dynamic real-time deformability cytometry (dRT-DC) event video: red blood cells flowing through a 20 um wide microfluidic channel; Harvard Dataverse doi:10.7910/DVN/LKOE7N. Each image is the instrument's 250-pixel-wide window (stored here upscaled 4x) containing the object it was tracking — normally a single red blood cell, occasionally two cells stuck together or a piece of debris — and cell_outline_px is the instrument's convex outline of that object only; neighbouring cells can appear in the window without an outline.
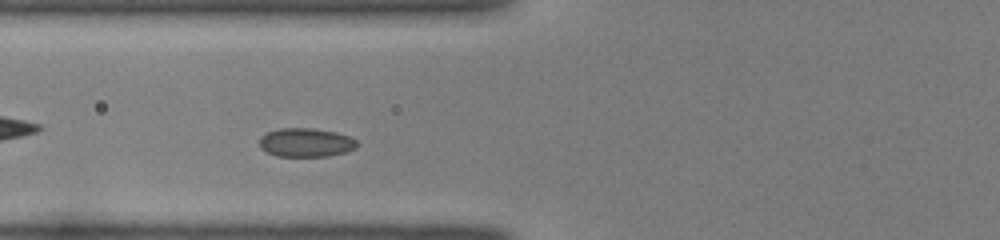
{"species": "common noctule bat (a hibernating species)", "species_latin": "Nyctalus noctula", "temperature_condition": "room temperature", "stored_images_in_passage": 37, "camera_frame_rate_fps": 3000, "um_per_image_px": 0.085, "animal": {"sex": "female", "body_mass_g": 22.0, "forearm_length_mm": 56.7}, "frame": {"image": 1, "passage_image": 7, "time_ms": 2.0, "image_size_px": [1000, 240], "cell_outline_px": [[360, 144], [356, 148], [344, 152], [328, 156], [276, 156], [260, 148], [260, 136], [268, 132], [280, 128], [312, 128], [336, 132], [348, 136], [356, 140]], "centroid_in_image_um": [26.01, 12.11], "position_along_channel_um": 99.8, "area_um2": 16.36}}
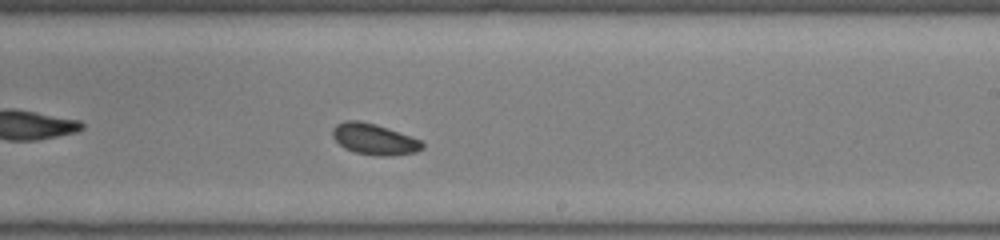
{"frame": {"image": 2, "passage_image": 19, "time_ms": 6.0, "image_size_px": [1000, 240], "cell_outline_px": [[424, 148], [416, 152], [392, 156], [376, 156], [356, 152], [344, 148], [332, 136], [332, 128], [336, 124], [344, 120], [360, 120], [376, 124], [388, 128], [420, 140], [424, 144]], "centroid_in_image_um": [31.79, 11.83], "position_along_channel_um": 257.2, "area_um2": 16.3}}
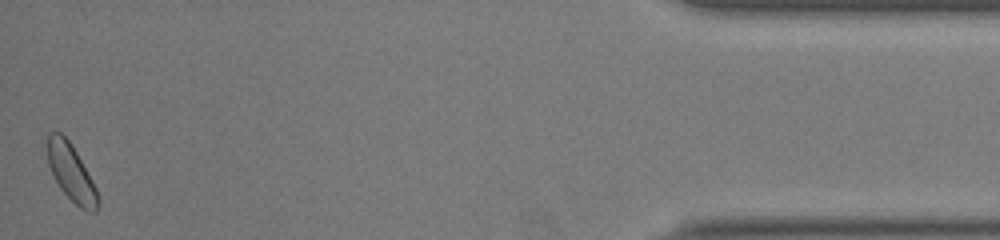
{"frame": {"image": 3, "passage_image": 37, "time_ms": 12.0, "image_size_px": [1000, 240], "cell_outline_px": [[100, 204], [96, 212], [88, 212], [80, 208], [60, 188], [48, 164], [48, 132], [60, 132], [72, 144], [96, 188], [100, 196]], "centroid_in_image_um": [6.09, 14.71], "position_along_channel_um": 429.1, "area_um2": 16.53}, "authors_computed_cell_mechanics": {"area_um2": 16.2418, "velocity_mm_per_s": 3.9407, "shape_relaxation_time_tau1_ms": 4.2666, "shape_relaxation_time_tau2_ms": null, "deformation_change_tau1": 0.0731, "deformation_change_tau2": null}}